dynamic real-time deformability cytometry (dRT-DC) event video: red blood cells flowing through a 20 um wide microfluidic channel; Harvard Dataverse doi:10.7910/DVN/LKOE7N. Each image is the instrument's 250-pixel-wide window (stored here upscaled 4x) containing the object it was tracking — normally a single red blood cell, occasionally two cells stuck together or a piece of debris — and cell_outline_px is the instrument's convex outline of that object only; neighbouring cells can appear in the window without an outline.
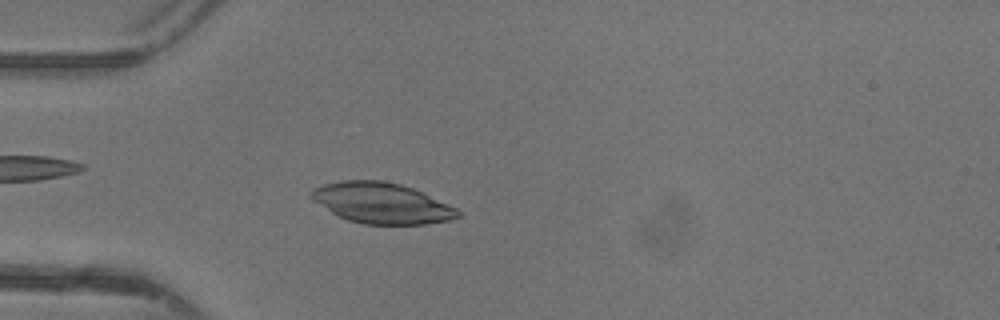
{"species": "common noctule bat (a hibernating species)", "species_latin": "Nyctalus noctula", "temperature_condition": "warm", "stored_images_in_passage": 48, "camera_frame_rate_fps": 3000, "um_per_image_px": 0.085, "animal": {"sex": "female"}, "frame": {"image": 1, "passage_image": 15, "time_ms": 4.667, "image_size_px": [1000, 320], "cell_outline_px": [[460, 216], [452, 220], [428, 224], [364, 224], [348, 220], [332, 212], [312, 200], [308, 196], [308, 192], [312, 188], [324, 184], [340, 180], [380, 180], [400, 184], [412, 188], [448, 204], [456, 208], [460, 212]], "centroid_in_image_um": [32.41, 17.26], "position_along_channel_um": 52.6, "area_um2": 34.74}}
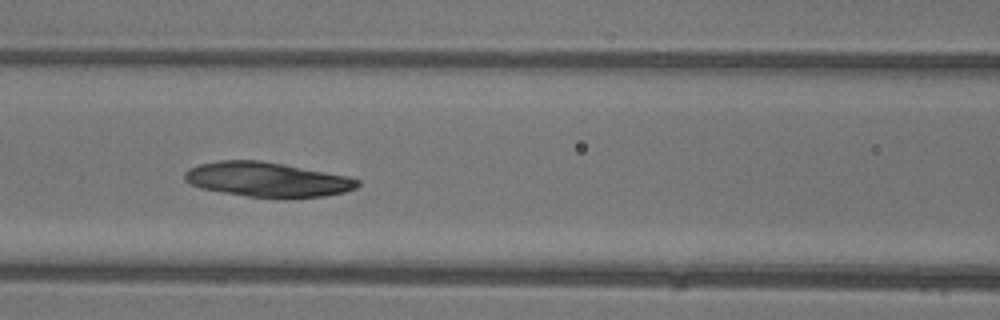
{"frame": {"image": 2, "passage_image": 22, "time_ms": 7.0, "image_size_px": [1000, 320], "cell_outline_px": [[360, 184], [356, 188], [344, 192], [324, 196], [292, 200], [248, 196], [200, 188], [184, 180], [184, 172], [188, 168], [200, 164], [220, 160], [260, 160], [284, 164], [348, 176], [360, 180]], "centroid_in_image_um": [22.75, 15.28], "position_along_channel_um": 143.9, "area_um2": 35.37}}
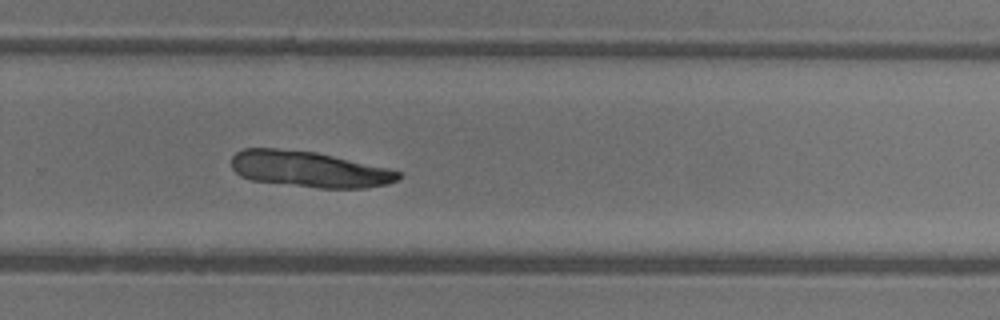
{"frame": {"image": 3, "passage_image": 33, "time_ms": 10.667, "image_size_px": [1000, 320], "cell_outline_px": [[400, 180], [388, 184], [364, 188], [316, 188], [252, 180], [240, 176], [232, 168], [232, 156], [236, 152], [244, 148], [276, 148], [316, 152], [388, 168], [400, 172]], "centroid_in_image_um": [26.27, 14.39], "position_along_channel_um": 303.5, "area_um2": 35.03}}